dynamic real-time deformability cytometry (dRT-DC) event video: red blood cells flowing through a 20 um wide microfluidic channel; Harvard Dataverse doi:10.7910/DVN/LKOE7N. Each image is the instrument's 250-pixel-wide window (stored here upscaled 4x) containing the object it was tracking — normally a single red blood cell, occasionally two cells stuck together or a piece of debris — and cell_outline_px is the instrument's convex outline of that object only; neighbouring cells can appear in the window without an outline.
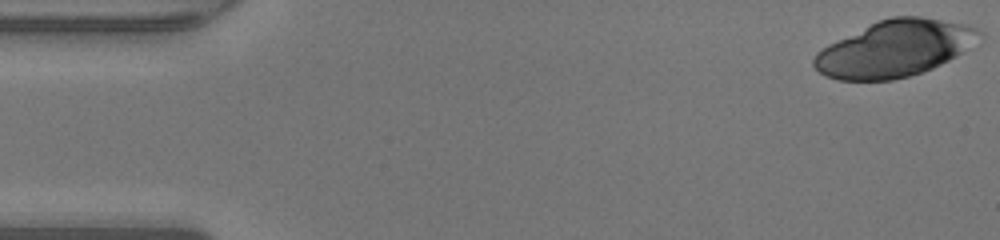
{"species": "human", "species_latin": "Homo sapiens", "temperature_condition": "warm", "stored_images_in_passage": 17, "camera_frame_rate_fps": 3000, "um_per_image_px": 0.085, "donor": {"sex": "male"}, "frame": {"image": 1, "passage_image": 1, "time_ms": 0.0, "image_size_px": [1000, 240], "cell_outline_px": [[984, 32], [956, 56], [932, 68], [908, 76], [892, 80], [840, 80], [828, 76], [820, 72], [812, 64], [812, 60], [816, 52], [828, 44], [880, 20], [892, 16], [920, 16], [964, 24], [976, 28]], "centroid_in_image_um": [76.01, 4.13], "position_along_channel_um": 9.0, "area_um2": 53.23}}
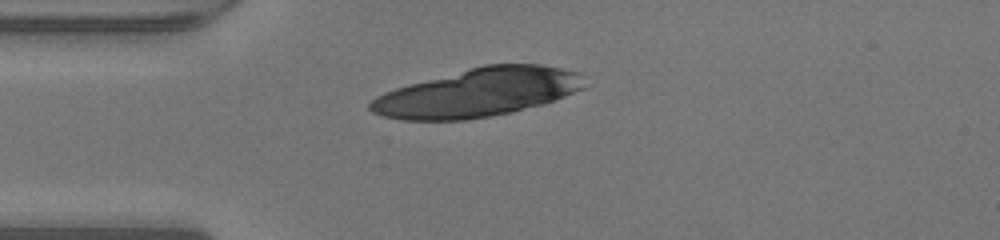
{"frame": {"image": 2, "passage_image": 12, "time_ms": 3.667, "image_size_px": [1000, 240], "cell_outline_px": [[584, 88], [564, 96], [540, 104], [512, 112], [492, 116], [468, 120], [400, 120], [384, 116], [372, 112], [368, 108], [368, 104], [376, 96], [384, 92], [396, 88], [484, 64], [540, 64], [560, 68], [576, 72]], "centroid_in_image_um": [40.55, 7.88], "position_along_channel_um": 44.4, "area_um2": 59.59}}